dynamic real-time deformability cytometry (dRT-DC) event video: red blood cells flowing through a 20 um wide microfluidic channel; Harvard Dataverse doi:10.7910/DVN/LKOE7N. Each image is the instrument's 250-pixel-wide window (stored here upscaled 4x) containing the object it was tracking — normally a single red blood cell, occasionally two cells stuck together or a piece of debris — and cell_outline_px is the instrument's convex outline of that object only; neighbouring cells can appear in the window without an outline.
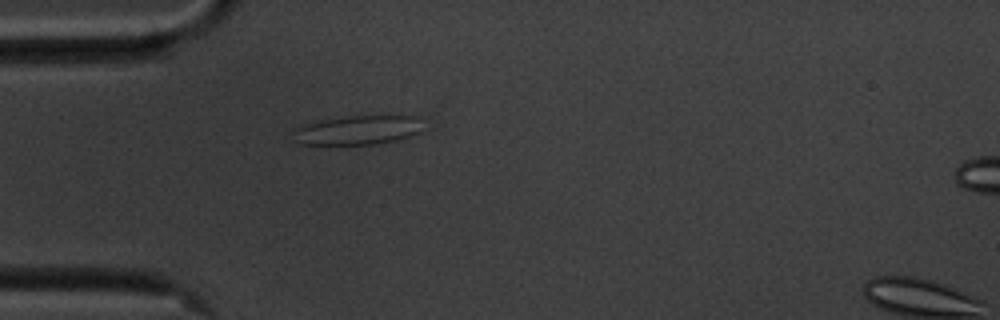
{"species": "common noctule bat (a hibernating species)", "species_latin": "Nyctalus noctula", "temperature_condition": "cold", "stored_images_in_passage": 37, "camera_frame_rate_fps": 3000, "um_per_image_px": 0.085, "animal": {"sex": "male", "body_mass_g": 20.1, "forearm_length_mm": 53.5}, "frame": {"image": 1, "passage_image": 1, "time_ms": 0.0, "image_size_px": [1000, 320], "cell_outline_px": [[424, 128], [420, 132], [396, 140], [372, 144], [296, 144], [292, 128], [300, 124], [312, 120], [348, 116], [416, 116]], "centroid_in_image_um": [30.3, 11.04], "position_along_channel_um": 54.7, "area_um2": 22.37}}
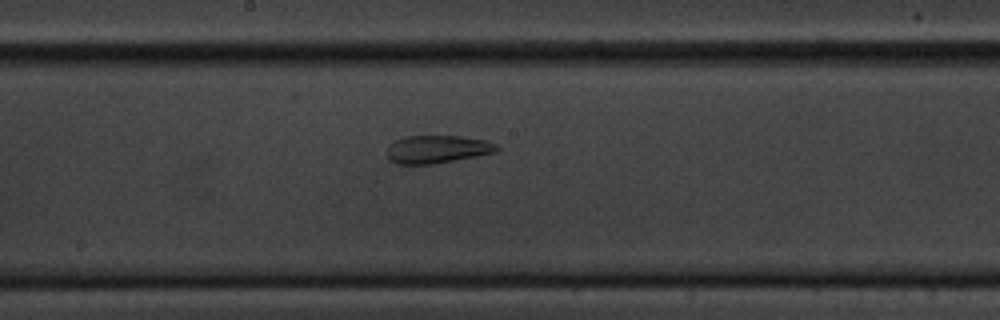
{"frame": {"image": 2, "passage_image": 15, "time_ms": 4.667, "image_size_px": [1000, 320], "cell_outline_px": [[500, 148], [496, 152], [476, 156], [432, 164], [396, 164], [388, 160], [388, 144], [404, 136], [460, 136], [484, 140], [496, 144]], "centroid_in_image_um": [37.13, 12.68], "position_along_channel_um": 211.1, "area_um2": 17.8}}
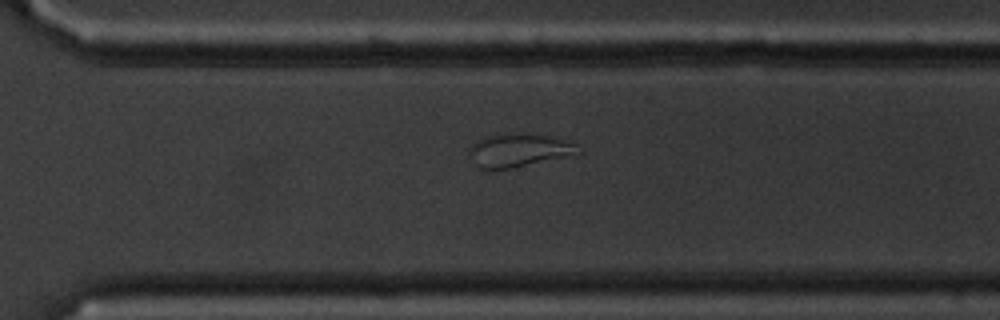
{"frame": {"image": 3, "passage_image": 25, "time_ms": 8.0, "image_size_px": [1000, 320], "cell_outline_px": [[584, 152], [512, 168], [480, 168], [476, 164], [468, 148], [476, 140], [484, 136], [496, 132], [516, 132], [548, 136], [576, 144]], "centroid_in_image_um": [44.07, 12.72], "position_along_channel_um": 326.5, "area_um2": 21.04}, "authors_computed_cell_mechanics": {"area_um2": 18.785, "velocity_mm_per_s": 3.4809, "shape_relaxation_time_tau1_ms": null, "shape_relaxation_time_tau2_ms": 3.135, "deformation_change_tau1": null, "deformation_change_tau2": 0.1126}}